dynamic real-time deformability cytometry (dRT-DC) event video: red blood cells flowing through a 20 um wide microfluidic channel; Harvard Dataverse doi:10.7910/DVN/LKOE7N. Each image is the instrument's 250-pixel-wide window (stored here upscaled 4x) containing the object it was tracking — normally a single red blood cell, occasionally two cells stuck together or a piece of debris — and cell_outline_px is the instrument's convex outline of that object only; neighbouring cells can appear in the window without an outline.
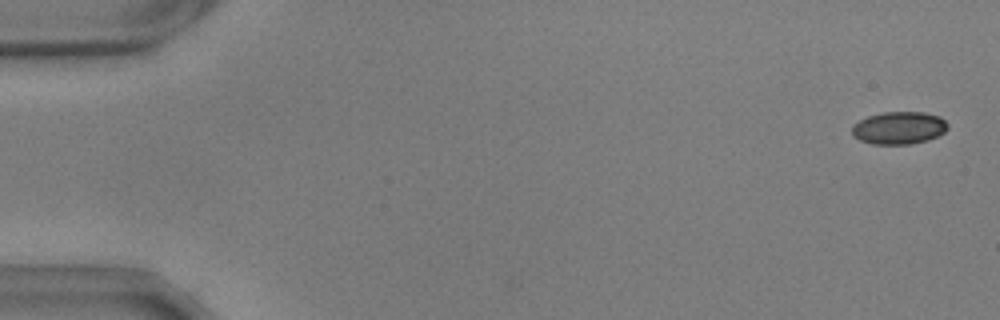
{"species": "common noctule bat (a hibernating species)", "species_latin": "Nyctalus noctula", "temperature_condition": "warm", "stored_images_in_passage": 56, "camera_frame_rate_fps": 3000, "um_per_image_px": 0.085, "animal": {"sex": "male", "body_mass_g": 17.9, "forearm_length_mm": 54.2}, "frame": {"image": 1, "passage_image": 2, "time_ms": 0.333, "image_size_px": [1000, 320], "cell_outline_px": [[948, 128], [944, 132], [928, 140], [912, 144], [872, 144], [860, 140], [852, 136], [852, 124], [868, 116], [884, 112], [924, 112], [940, 116], [948, 124]], "centroid_in_image_um": [76.4, 10.87], "position_along_channel_um": 8.6, "area_um2": 18.26}}
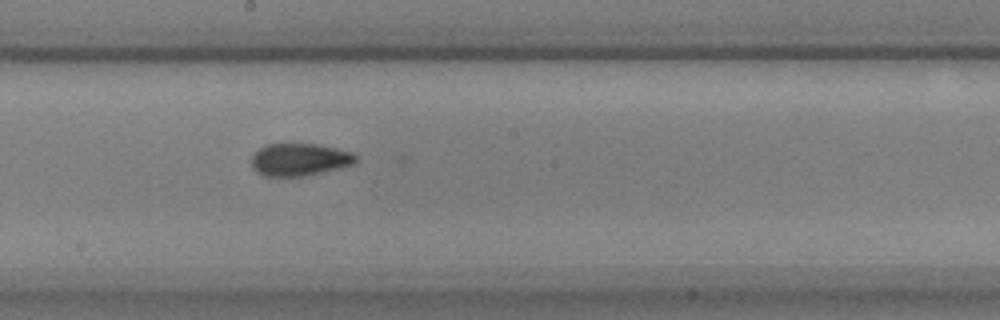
{"frame": {"image": 2, "passage_image": 31, "time_ms": 10.0, "image_size_px": [1000, 320], "cell_outline_px": [[356, 160], [352, 164], [340, 168], [308, 176], [264, 176], [256, 172], [252, 168], [252, 156], [264, 144], [316, 144], [352, 152], [356, 156]], "centroid_in_image_um": [25.44, 13.57], "position_along_channel_um": 222.8, "area_um2": 19.71}}
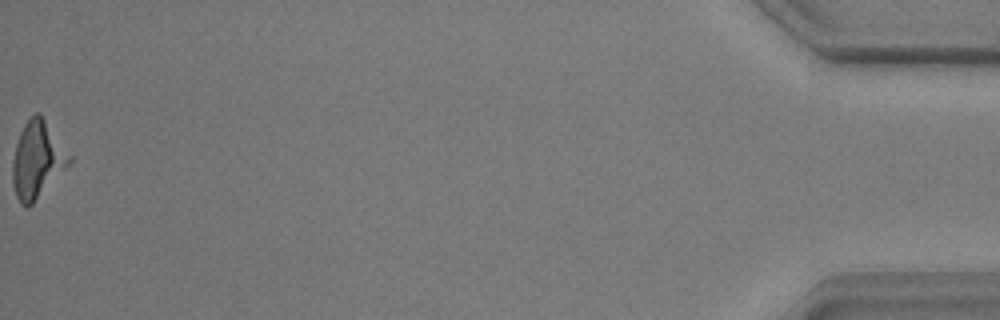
{"frame": {"image": 3, "passage_image": 56, "time_ms": 18.333, "image_size_px": [1000, 320], "cell_outline_px": [[72, 160], [32, 204], [28, 208], [24, 208], [20, 204], [16, 196], [12, 184], [12, 160], [16, 144], [20, 132], [24, 124], [36, 112], [40, 112], [72, 156]], "centroid_in_image_um": [3.14, 13.58], "position_along_channel_um": 432.1, "area_um2": 25.26}}